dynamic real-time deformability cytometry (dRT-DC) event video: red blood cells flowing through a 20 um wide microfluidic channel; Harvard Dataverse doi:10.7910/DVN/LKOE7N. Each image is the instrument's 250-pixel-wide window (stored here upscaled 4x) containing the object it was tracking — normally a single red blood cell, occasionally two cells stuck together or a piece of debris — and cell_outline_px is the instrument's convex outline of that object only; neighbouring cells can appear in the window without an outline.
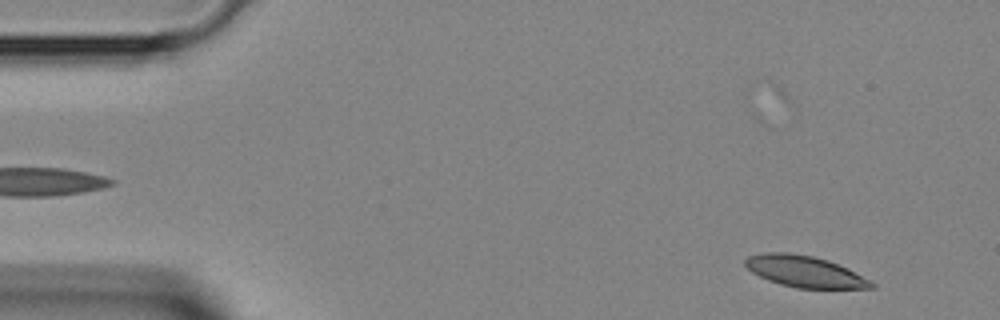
{"species": "Egyptian fruit bat (a non-hibernating species)", "species_latin": "Rousettus aegyptiacus", "temperature_condition": "room temperature", "stored_images_in_passage": 43, "camera_frame_rate_fps": 3000, "um_per_image_px": 0.085, "animal": {"sex": "female"}, "frame": {"image": 1, "passage_image": 2, "time_ms": 0.333, "image_size_px": [1000, 320], "cell_outline_px": [[876, 288], [796, 288], [780, 284], [768, 280], [752, 272], [744, 264], [744, 260], [748, 256], [764, 252], [788, 252], [812, 256], [828, 260], [848, 268], [876, 284]], "centroid_in_image_um": [68.39, 23.07], "position_along_channel_um": 16.6, "area_um2": 23.0}}
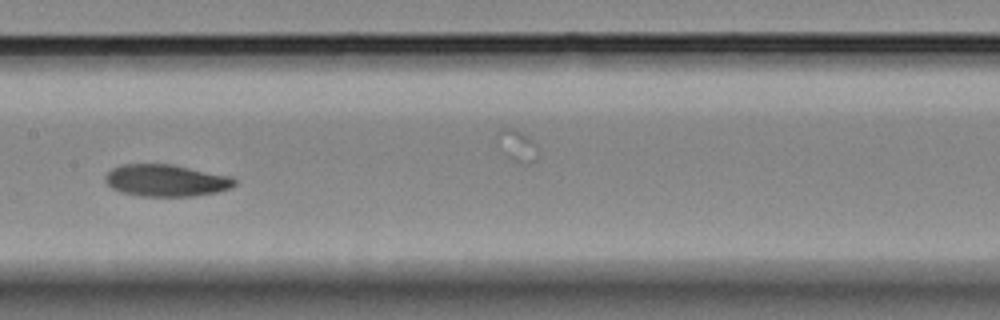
{"frame": {"image": 2, "passage_image": 20, "time_ms": 6.333, "image_size_px": [1000, 320], "cell_outline_px": [[236, 184], [232, 188], [216, 192], [196, 196], [140, 196], [120, 192], [112, 188], [104, 180], [104, 176], [112, 168], [120, 164], [172, 164], [232, 176], [236, 180]], "centroid_in_image_um": [14.12, 15.34], "position_along_channel_um": 193.3, "area_um2": 24.33}}
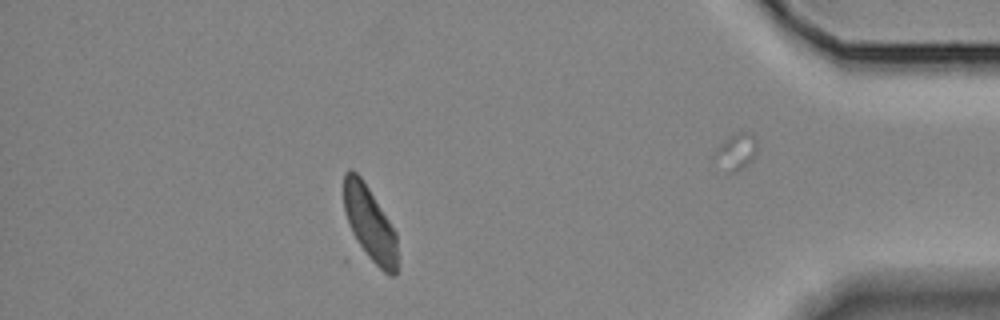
{"frame": {"image": 3, "passage_image": 37, "time_ms": 12.0, "image_size_px": [1000, 320], "cell_outline_px": [[396, 276], [392, 276], [384, 272], [364, 256], [352, 232], [344, 212], [344, 172], [348, 168], [352, 168], [360, 176], [368, 188], [396, 232]], "centroid_in_image_um": [31.4, 19.02], "position_along_channel_um": 403.8, "area_um2": 23.24}}